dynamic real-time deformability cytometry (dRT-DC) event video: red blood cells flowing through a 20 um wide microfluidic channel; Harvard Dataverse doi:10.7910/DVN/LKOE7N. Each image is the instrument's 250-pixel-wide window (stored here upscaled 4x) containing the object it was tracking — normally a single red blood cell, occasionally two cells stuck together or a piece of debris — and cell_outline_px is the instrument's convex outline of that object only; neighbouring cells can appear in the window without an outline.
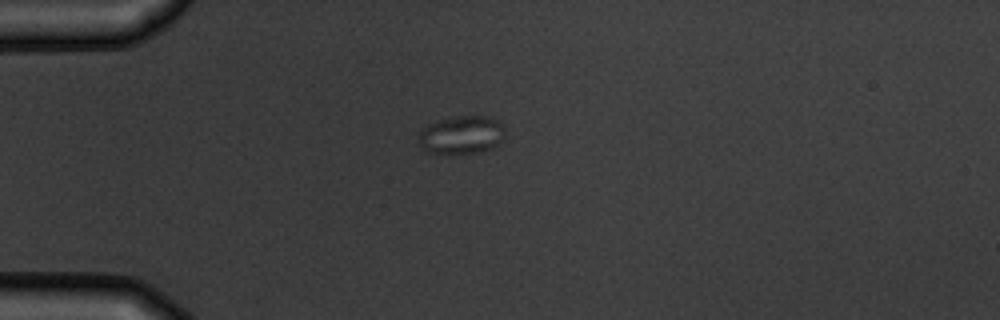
{"species": "common noctule bat (a hibernating species)", "species_latin": "Nyctalus noctula", "temperature_condition": "warm", "stored_images_in_passage": 3, "camera_frame_rate_fps": 3000, "um_per_image_px": 0.085, "animal": {"sex": "male", "body_mass_g": 19.5, "forearm_length_mm": 54.6}, "frame": {"image": 1, "passage_image": 1, "time_ms": 0.0, "image_size_px": [1000, 320], "cell_outline_px": [[504, 140], [492, 148], [476, 152], [424, 152], [416, 144], [420, 128], [436, 120], [460, 116], [484, 116], [496, 120], [504, 128]], "centroid_in_image_um": [39.16, 11.46], "position_along_channel_um": 45.8, "area_um2": 19.25}}
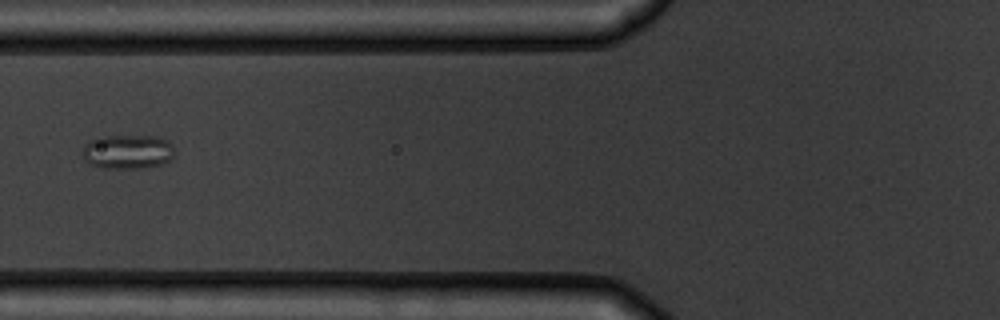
{"frame": {"image": 2, "passage_image": 3, "time_ms": 2.333, "image_size_px": [1000, 320], "cell_outline_px": [[172, 156], [168, 160], [160, 164], [140, 168], [100, 168], [88, 164], [84, 160], [84, 144], [92, 140], [104, 136], [156, 136], [168, 140], [172, 144]], "centroid_in_image_um": [10.82, 12.9], "position_along_channel_um": 115.0, "area_um2": 18.21}}